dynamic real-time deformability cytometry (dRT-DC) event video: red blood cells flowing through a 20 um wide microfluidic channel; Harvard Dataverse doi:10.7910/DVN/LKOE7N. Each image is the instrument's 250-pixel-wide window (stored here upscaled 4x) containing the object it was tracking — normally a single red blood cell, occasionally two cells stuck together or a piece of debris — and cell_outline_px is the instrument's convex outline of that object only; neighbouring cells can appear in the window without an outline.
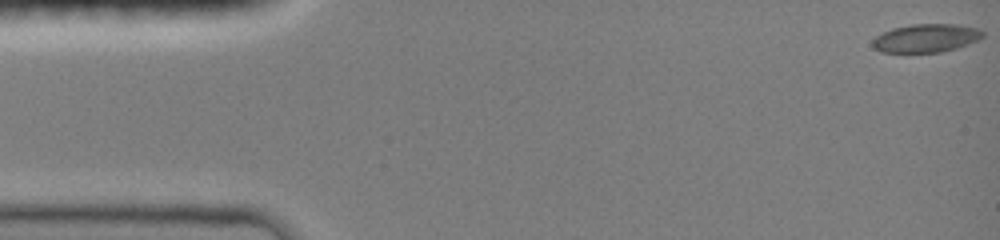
{"species": "common noctule bat (a hibernating species)", "species_latin": "Nyctalus noctula", "temperature_condition": "room temperature", "stored_images_in_passage": 46, "camera_frame_rate_fps": 3000, "um_per_image_px": 0.085, "animal": {"sex": "female", "body_mass_g": 19.0, "forearm_length_mm": 51.5}, "frame": {"image": 1, "passage_image": 1, "time_ms": 0.0, "image_size_px": [1000, 240], "cell_outline_px": [[984, 36], [968, 44], [956, 48], [940, 52], [880, 52], [872, 44], [872, 40], [876, 36], [892, 28], [912, 24], [956, 24], [980, 28], [984, 32]], "centroid_in_image_um": [78.73, 3.23], "position_along_channel_um": 6.3, "area_um2": 18.15}}
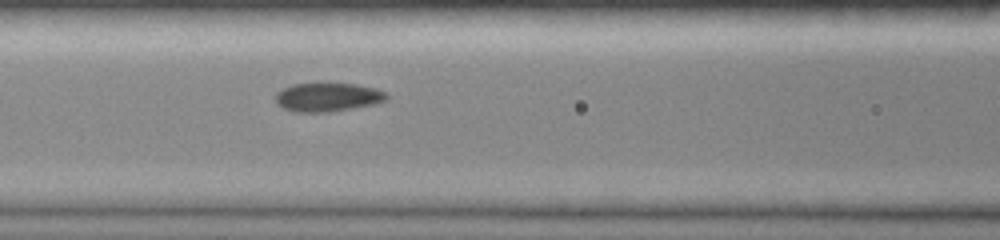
{"frame": {"image": 2, "passage_image": 20, "time_ms": 6.333, "image_size_px": [1000, 240], "cell_outline_px": [[388, 100], [376, 104], [328, 112], [292, 112], [276, 104], [276, 92], [292, 84], [324, 80], [356, 84], [376, 88], [388, 92]], "centroid_in_image_um": [27.87, 8.21], "position_along_channel_um": 138.7, "area_um2": 19.59}}
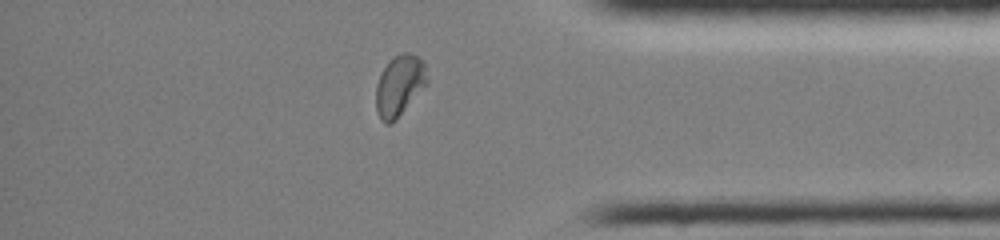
{"frame": {"image": 3, "passage_image": 40, "time_ms": 13.0, "image_size_px": [1000, 240], "cell_outline_px": [[428, 84], [396, 120], [388, 124], [384, 124], [380, 120], [376, 112], [376, 84], [388, 60], [400, 52], [412, 52], [424, 60], [428, 80]], "centroid_in_image_um": [33.97, 7.26], "position_along_channel_um": 401.2, "area_um2": 18.61}, "authors_computed_cell_mechanics": {"area_um2": 18.3804, "velocity_mm_per_s": 4.0555, "shape_relaxation_time_tau1_ms": 4.429, "shape_relaxation_time_tau2_ms": 0.7887, "deformation_change_tau1": 0.1731, "deformation_change_tau2": 0.0464}}